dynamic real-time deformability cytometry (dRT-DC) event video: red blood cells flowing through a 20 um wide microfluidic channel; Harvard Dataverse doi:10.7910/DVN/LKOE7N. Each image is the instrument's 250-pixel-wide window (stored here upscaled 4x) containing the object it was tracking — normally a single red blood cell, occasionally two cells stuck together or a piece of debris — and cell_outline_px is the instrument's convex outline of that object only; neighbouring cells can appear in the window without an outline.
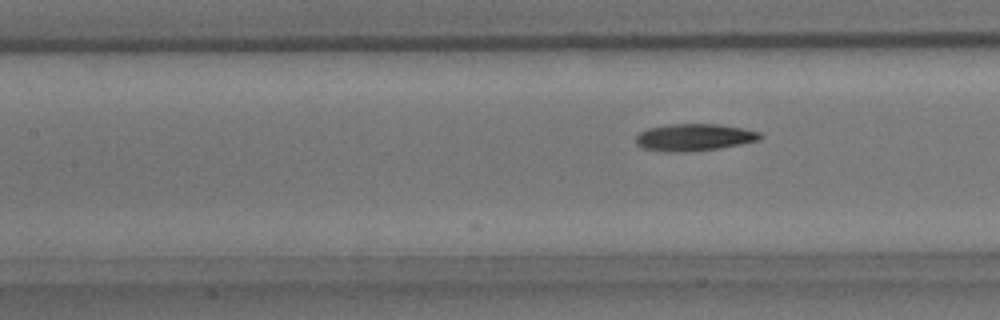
{"species": "common noctule bat (a hibernating species)", "species_latin": "Nyctalus noctula", "temperature_condition": "room temperature", "stored_images_in_passage": 10, "camera_frame_rate_fps": 3000, "um_per_image_px": 0.085, "animal": {"sex": "male", "body_mass_g": 15.6}, "frame": {"image": 1, "passage_image": 10, "time_ms": 3.0, "image_size_px": [1000, 320], "cell_outline_px": [[764, 136], [760, 140], [720, 148], [684, 152], [664, 152], [644, 148], [636, 144], [636, 136], [640, 132], [648, 128], [668, 124], [720, 124], [744, 128], [760, 132]], "centroid_in_image_um": [59.02, 11.67], "position_along_channel_um": 148.4, "area_um2": 19.77}}